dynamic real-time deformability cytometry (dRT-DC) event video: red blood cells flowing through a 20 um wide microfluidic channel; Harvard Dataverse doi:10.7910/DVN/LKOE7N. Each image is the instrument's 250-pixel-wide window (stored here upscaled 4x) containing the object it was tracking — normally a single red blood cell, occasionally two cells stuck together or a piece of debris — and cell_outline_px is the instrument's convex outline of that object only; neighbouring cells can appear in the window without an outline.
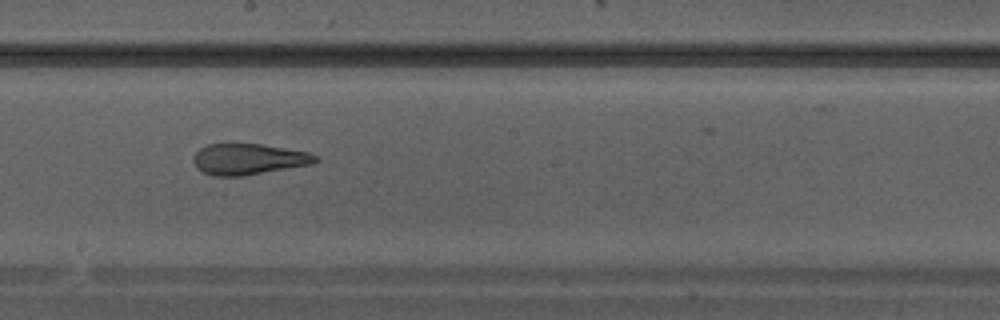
{"species": "Egyptian fruit bat (a non-hibernating species)", "species_latin": "Rousettus aegyptiacus", "temperature_condition": "warm", "stored_images_in_passage": 35, "camera_frame_rate_fps": 3000, "um_per_image_px": 0.085, "animal": {"sex": "male"}, "frame": {"image": 1, "passage_image": 20, "time_ms": 6.333, "image_size_px": [1000, 320], "cell_outline_px": [[320, 160], [312, 164], [244, 176], [212, 176], [196, 168], [192, 160], [192, 156], [200, 148], [208, 144], [260, 144], [308, 152], [316, 156]], "centroid_in_image_um": [21.09, 13.54], "position_along_channel_um": 227.1, "area_um2": 22.08}}